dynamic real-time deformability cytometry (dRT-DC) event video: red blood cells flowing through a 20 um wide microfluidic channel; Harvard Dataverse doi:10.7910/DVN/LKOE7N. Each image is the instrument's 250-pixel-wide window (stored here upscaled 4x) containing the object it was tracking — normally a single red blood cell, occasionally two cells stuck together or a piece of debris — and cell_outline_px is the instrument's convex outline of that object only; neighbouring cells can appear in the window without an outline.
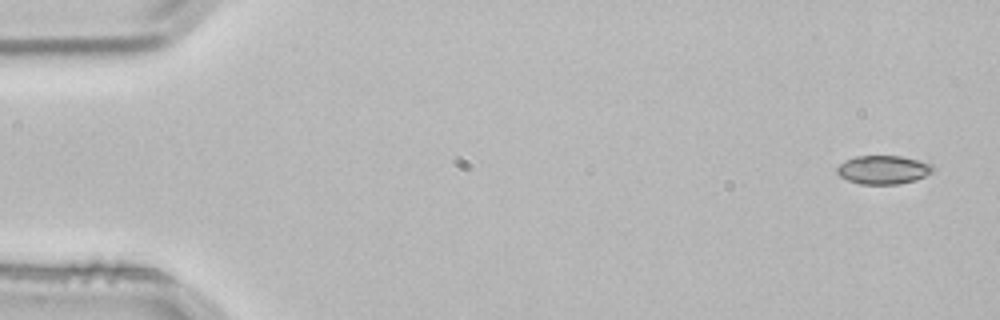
{"species": "common noctule bat (a hibernating species)", "species_latin": "Nyctalus noctula", "temperature_condition": "room temperature", "stored_images_in_passage": 4, "camera_frame_rate_fps": 3000, "um_per_image_px": 0.085, "animal": {"sex": "male", "body_mass_g": 21.5, "forearm_length_mm": 52.0}, "frame": {"image": 1, "passage_image": 1, "time_ms": 0.0, "image_size_px": [1000, 320], "cell_outline_px": [[936, 172], [916, 180], [900, 184], [860, 184], [848, 180], [840, 176], [836, 172], [836, 168], [844, 160], [856, 156], [900, 156], [932, 164], [936, 168]], "centroid_in_image_um": [75.11, 14.43], "position_along_channel_um": 9.9, "area_um2": 16.18}}
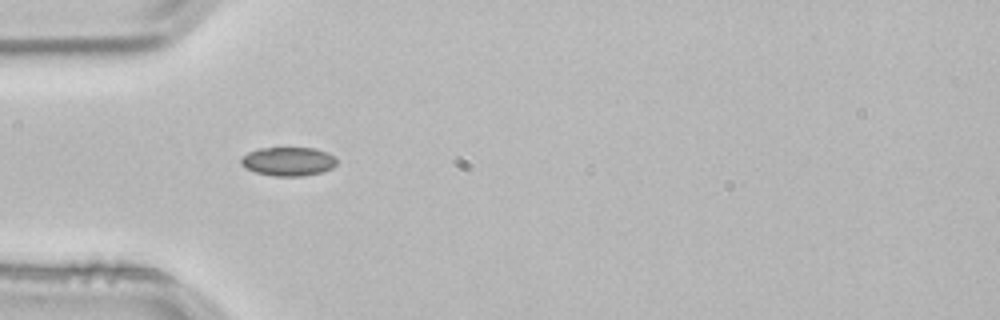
{"frame": {"image": 2, "passage_image": 4, "time_ms": 1.0, "image_size_px": [1000, 320], "cell_outline_px": [[336, 164], [332, 168], [320, 172], [304, 176], [272, 176], [256, 172], [244, 168], [240, 164], [240, 160], [248, 152], [260, 148], [316, 148], [328, 152], [336, 160]], "centroid_in_image_um": [24.48, 13.72], "position_along_channel_um": 60.5, "area_um2": 16.07}}